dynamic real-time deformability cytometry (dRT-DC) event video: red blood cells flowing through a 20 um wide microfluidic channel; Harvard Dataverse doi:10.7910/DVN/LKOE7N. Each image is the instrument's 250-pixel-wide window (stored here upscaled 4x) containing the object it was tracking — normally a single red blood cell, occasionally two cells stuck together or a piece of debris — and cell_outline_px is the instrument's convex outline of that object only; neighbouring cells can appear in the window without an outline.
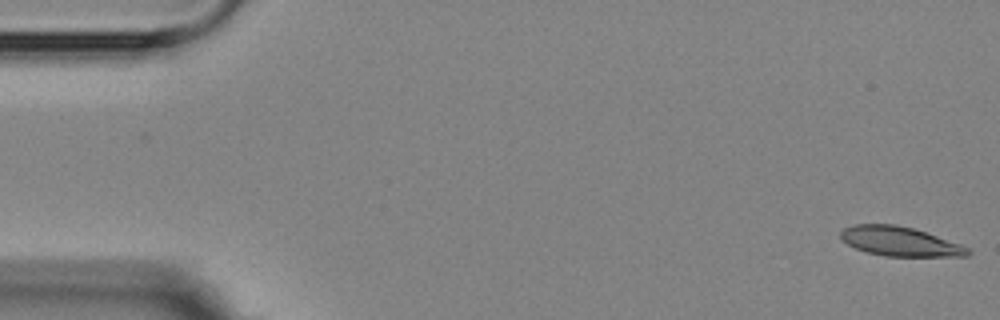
{"species": "Egyptian fruit bat (a non-hibernating species)", "species_latin": "Rousettus aegyptiacus", "temperature_condition": "room temperature", "stored_images_in_passage": 2, "camera_frame_rate_fps": 3000, "um_per_image_px": 0.085, "animal": {"sex": "female"}, "frame": {"image": 1, "passage_image": 2, "time_ms": 1.0, "image_size_px": [1000, 320], "cell_outline_px": [[972, 252], [968, 256], [884, 256], [868, 252], [856, 248], [840, 240], [840, 232], [844, 228], [852, 224], [896, 224], [912, 228], [960, 244], [968, 248]], "centroid_in_image_um": [76.45, 20.52], "position_along_channel_um": 8.6, "area_um2": 21.62}}